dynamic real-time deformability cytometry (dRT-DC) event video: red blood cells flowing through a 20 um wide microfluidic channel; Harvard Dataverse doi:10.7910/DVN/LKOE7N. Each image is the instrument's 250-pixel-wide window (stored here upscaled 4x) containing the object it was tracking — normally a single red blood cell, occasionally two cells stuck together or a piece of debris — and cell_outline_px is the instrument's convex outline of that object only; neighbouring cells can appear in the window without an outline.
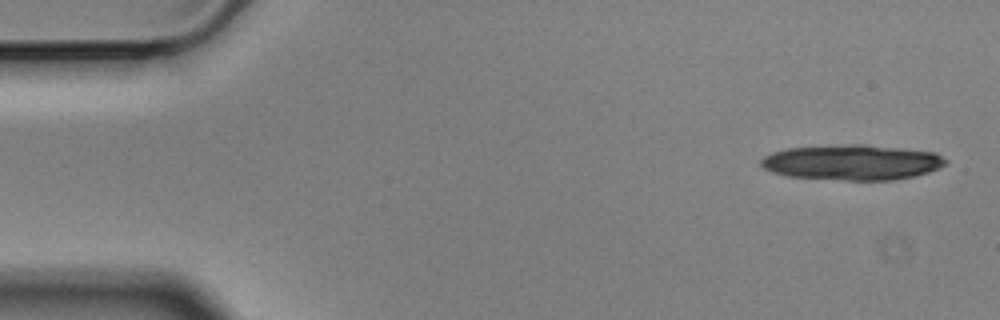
{"species": "Egyptian fruit bat (a non-hibernating species)", "species_latin": "Rousettus aegyptiacus", "temperature_condition": "cold", "stored_images_in_passage": 4, "camera_frame_rate_fps": 3000, "um_per_image_px": 0.085, "animal": {"sex": "male"}, "frame": {"image": 1, "passage_image": 1, "time_ms": 0.0, "image_size_px": [1000, 320], "cell_outline_px": [[948, 160], [940, 168], [928, 172], [912, 176], [892, 180], [844, 180], [788, 176], [772, 172], [764, 168], [760, 164], [760, 160], [764, 156], [772, 152], [788, 148], [852, 144], [864, 144], [904, 148], [936, 152]], "centroid_in_image_um": [72.45, 13.79], "position_along_channel_um": 12.6, "area_um2": 38.03}}